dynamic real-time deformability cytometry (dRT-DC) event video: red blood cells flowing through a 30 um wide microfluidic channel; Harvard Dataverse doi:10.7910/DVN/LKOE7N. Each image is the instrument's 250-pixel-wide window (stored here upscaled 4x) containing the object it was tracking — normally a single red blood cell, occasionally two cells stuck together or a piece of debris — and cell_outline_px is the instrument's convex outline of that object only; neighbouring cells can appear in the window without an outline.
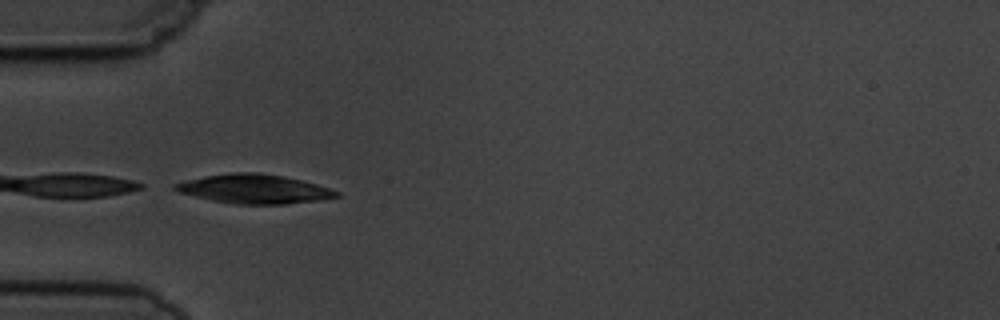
{"species": "common noctule bat (a hibernating species)", "species_latin": "Nyctalus noctula", "temperature_condition": "cold", "stored_images_in_passage": 6, "camera_frame_rate_fps": 3000, "um_per_image_px": 0.085, "animal": {"sex": "male", "body_mass_g": 19.5, "forearm_length_mm": 54.6}, "frame": {"image": 1, "passage_image": 5, "time_ms": 4.667, "image_size_px": [1000, 320], "cell_outline_px": [[340, 196], [320, 200], [288, 204], [236, 204], [212, 200], [180, 192], [172, 188], [172, 184], [188, 180], [208, 176], [232, 172], [256, 172], [284, 176], [316, 184], [340, 192]], "centroid_in_image_um": [21.64, 16.06], "position_along_channel_um": 63.4, "area_um2": 27.11}}
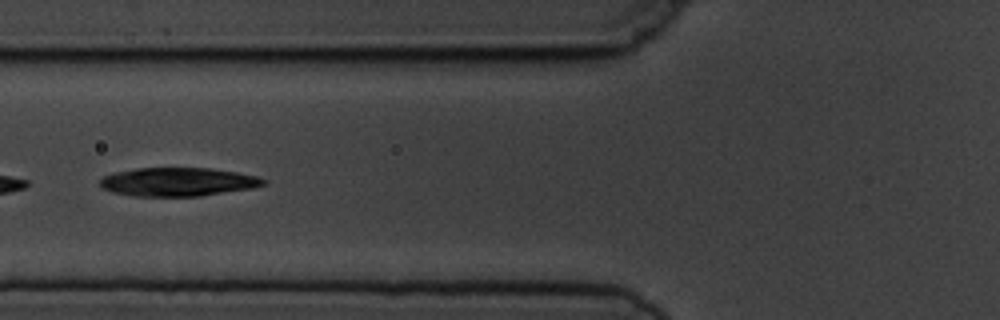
{"frame": {"image": 2, "passage_image": 6, "time_ms": 6.0, "image_size_px": [1000, 320], "cell_outline_px": [[268, 180], [264, 184], [252, 188], [200, 196], [132, 196], [112, 192], [100, 188], [100, 180], [104, 176], [116, 172], [136, 168], [208, 168], [236, 172], [256, 176]], "centroid_in_image_um": [15.1, 15.46], "position_along_channel_um": 110.7, "area_um2": 27.17}}